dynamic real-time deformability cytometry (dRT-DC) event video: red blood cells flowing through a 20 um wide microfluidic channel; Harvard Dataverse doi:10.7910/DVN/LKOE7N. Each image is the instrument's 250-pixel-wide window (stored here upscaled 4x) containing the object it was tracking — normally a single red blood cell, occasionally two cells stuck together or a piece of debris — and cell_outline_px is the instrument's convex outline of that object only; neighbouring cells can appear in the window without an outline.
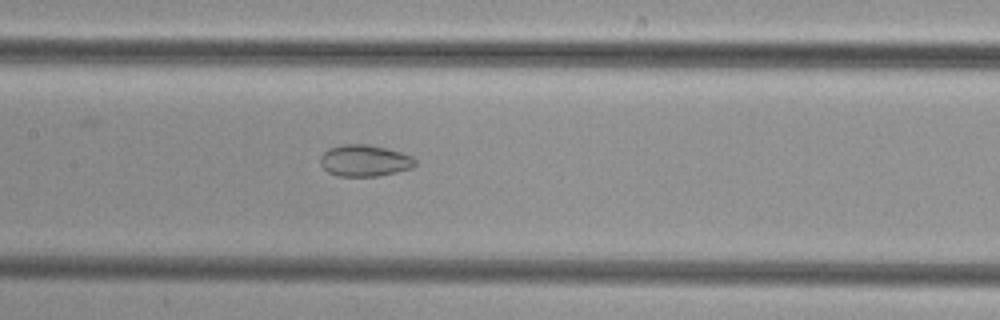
{"species": "common noctule bat (a hibernating species)", "species_latin": "Nyctalus noctula", "temperature_condition": "cold", "stored_images_in_passage": 44, "camera_frame_rate_fps": 3000, "um_per_image_px": 0.085, "animal": {"sex": "female", "body_mass_g": 29.2, "forearm_length_mm": 56.3}, "frame": {"image": 1, "passage_image": 21, "time_ms": 6.667, "image_size_px": [1000, 320], "cell_outline_px": [[416, 164], [412, 168], [380, 176], [336, 176], [328, 172], [320, 164], [320, 156], [328, 148], [340, 144], [368, 144], [388, 148], [412, 156], [416, 160]], "centroid_in_image_um": [30.98, 13.65], "position_along_channel_um": 176.4, "area_um2": 17.69}}
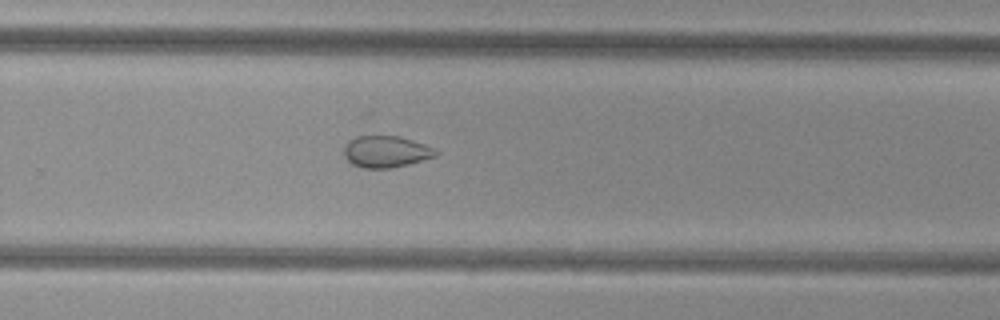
{"frame": {"image": 2, "passage_image": 30, "time_ms": 9.667, "image_size_px": [1000, 320], "cell_outline_px": [[440, 152], [436, 156], [408, 164], [392, 168], [364, 168], [352, 164], [344, 156], [344, 148], [348, 140], [364, 132], [368, 132], [400, 136], [424, 144]], "centroid_in_image_um": [32.75, 12.83], "position_along_channel_um": 297.0, "area_um2": 17.57}}
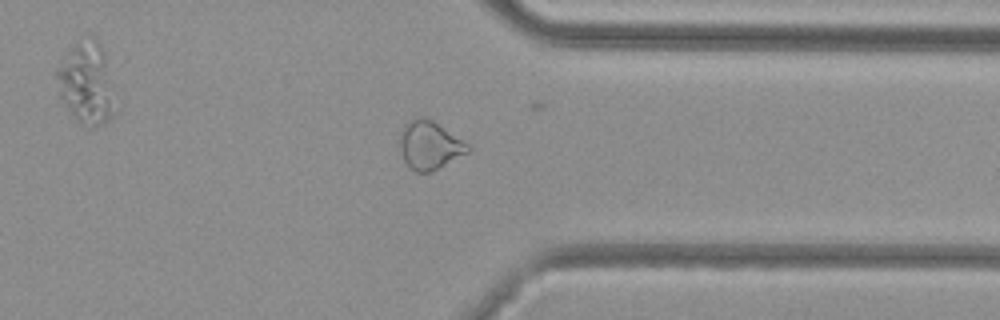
{"frame": {"image": 3, "passage_image": 36, "time_ms": 11.667, "image_size_px": [1000, 320], "cell_outline_px": [[472, 148], [468, 152], [432, 172], [416, 172], [404, 160], [400, 148], [400, 128], [408, 120], [416, 116], [424, 116], [432, 120], [468, 144]], "centroid_in_image_um": [36.49, 12.31], "position_along_channel_um": 374.9, "area_um2": 19.13}}